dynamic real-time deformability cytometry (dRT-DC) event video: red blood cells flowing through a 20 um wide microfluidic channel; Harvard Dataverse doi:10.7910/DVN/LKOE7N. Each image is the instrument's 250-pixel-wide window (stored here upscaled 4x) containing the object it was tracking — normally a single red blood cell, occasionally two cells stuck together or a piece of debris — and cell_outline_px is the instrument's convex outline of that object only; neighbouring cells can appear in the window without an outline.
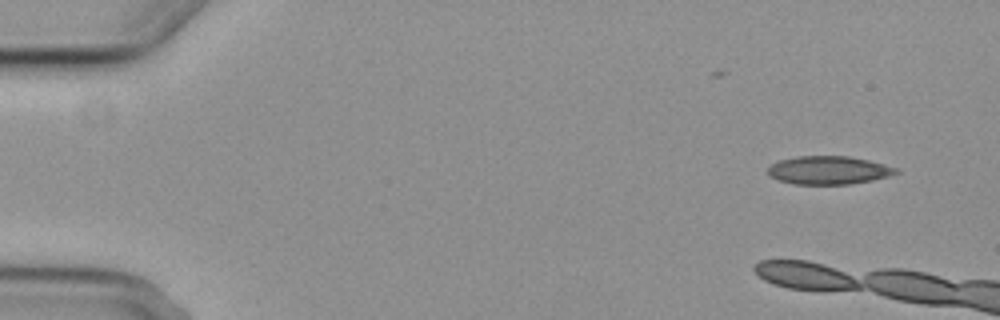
{"species": "common noctule bat (a hibernating species)", "species_latin": "Nyctalus noctula", "temperature_condition": "cold", "stored_images_in_passage": 2, "camera_frame_rate_fps": 3000, "um_per_image_px": 0.085, "animal": {"sex": "female", "body_mass_g": 29.2, "forearm_length_mm": 56.3}, "frame": {"image": 1, "passage_image": 1, "time_ms": 0.0, "image_size_px": [1000, 320], "cell_outline_px": [[900, 172], [888, 176], [872, 180], [848, 184], [792, 184], [776, 180], [768, 176], [768, 168], [772, 164], [780, 160], [796, 156], [848, 156], [868, 160], [884, 164], [896, 168]], "centroid_in_image_um": [70.39, 14.47], "position_along_channel_um": 14.6, "area_um2": 21.1}}